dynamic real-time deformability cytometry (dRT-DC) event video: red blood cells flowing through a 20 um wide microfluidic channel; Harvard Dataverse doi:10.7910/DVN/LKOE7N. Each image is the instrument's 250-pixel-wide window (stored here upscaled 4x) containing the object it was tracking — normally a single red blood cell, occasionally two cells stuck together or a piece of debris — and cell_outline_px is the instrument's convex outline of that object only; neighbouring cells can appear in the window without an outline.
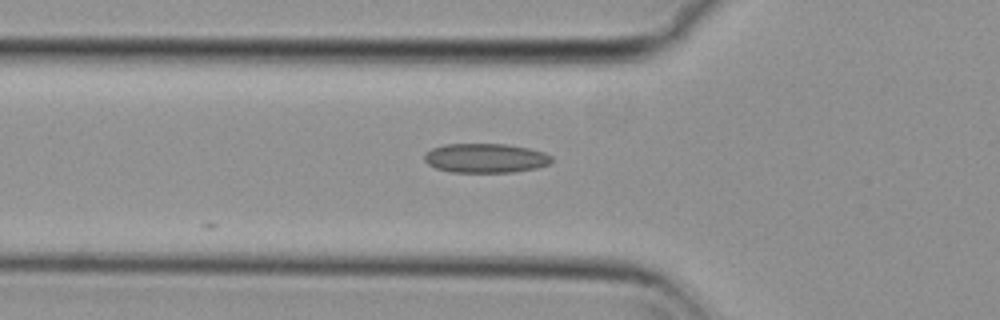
{"species": "common noctule bat (a hibernating species)", "species_latin": "Nyctalus noctula", "temperature_condition": "cold", "stored_images_in_passage": 6, "camera_frame_rate_fps": 3000, "um_per_image_px": 0.085, "animal": {"sex": "female", "body_mass_g": 29.2, "forearm_length_mm": 56.3}, "frame": {"image": 1, "passage_image": 2, "time_ms": 0.333, "image_size_px": [1000, 320], "cell_outline_px": [[552, 160], [548, 164], [536, 168], [516, 172], [452, 172], [436, 168], [428, 164], [424, 160], [424, 152], [432, 148], [444, 144], [504, 144], [528, 148], [544, 152], [552, 156]], "centroid_in_image_um": [41.25, 13.44], "position_along_channel_um": 84.6, "area_um2": 21.79}}
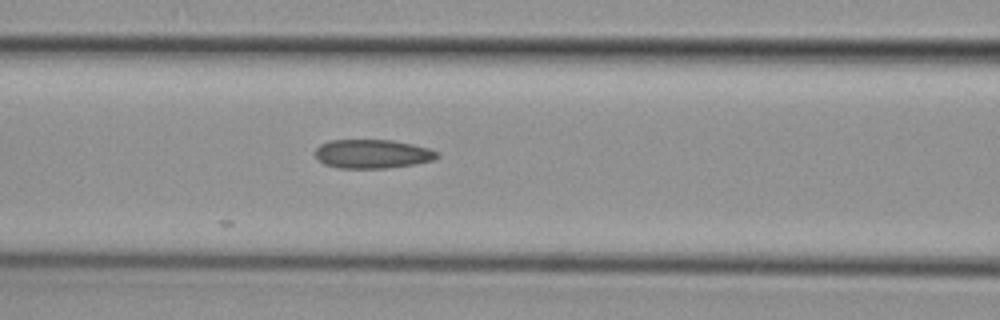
{"frame": {"image": 2, "passage_image": 6, "time_ms": 1.667, "image_size_px": [1000, 320], "cell_outline_px": [[440, 156], [436, 160], [416, 164], [388, 168], [336, 168], [324, 164], [316, 156], [316, 148], [320, 144], [328, 140], [392, 140], [412, 144], [428, 148], [440, 152]], "centroid_in_image_um": [31.7, 13.08], "position_along_channel_um": 134.9, "area_um2": 20.75}}